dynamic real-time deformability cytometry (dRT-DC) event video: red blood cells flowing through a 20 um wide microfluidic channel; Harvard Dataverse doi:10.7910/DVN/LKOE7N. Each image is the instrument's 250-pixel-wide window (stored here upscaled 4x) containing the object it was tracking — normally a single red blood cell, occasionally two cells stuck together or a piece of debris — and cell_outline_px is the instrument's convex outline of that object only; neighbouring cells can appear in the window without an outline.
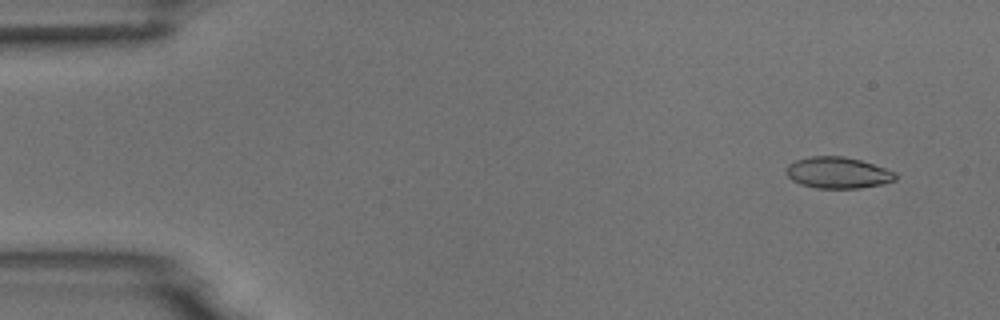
{"species": "common noctule bat (a hibernating species)", "species_latin": "Nyctalus noctula", "temperature_condition": "room temperature", "stored_images_in_passage": 5, "camera_frame_rate_fps": 3000, "um_per_image_px": 0.085, "animal": {"sex": "male", "body_mass_g": 18.8}, "frame": {"image": 1, "passage_image": 2, "time_ms": 1.0, "image_size_px": [1000, 320], "cell_outline_px": [[896, 180], [880, 184], [860, 188], [816, 188], [800, 184], [792, 180], [788, 176], [788, 164], [796, 160], [808, 156], [844, 156], [860, 160], [896, 172]], "centroid_in_image_um": [71.21, 14.68], "position_along_channel_um": 13.8, "area_um2": 19.77}}